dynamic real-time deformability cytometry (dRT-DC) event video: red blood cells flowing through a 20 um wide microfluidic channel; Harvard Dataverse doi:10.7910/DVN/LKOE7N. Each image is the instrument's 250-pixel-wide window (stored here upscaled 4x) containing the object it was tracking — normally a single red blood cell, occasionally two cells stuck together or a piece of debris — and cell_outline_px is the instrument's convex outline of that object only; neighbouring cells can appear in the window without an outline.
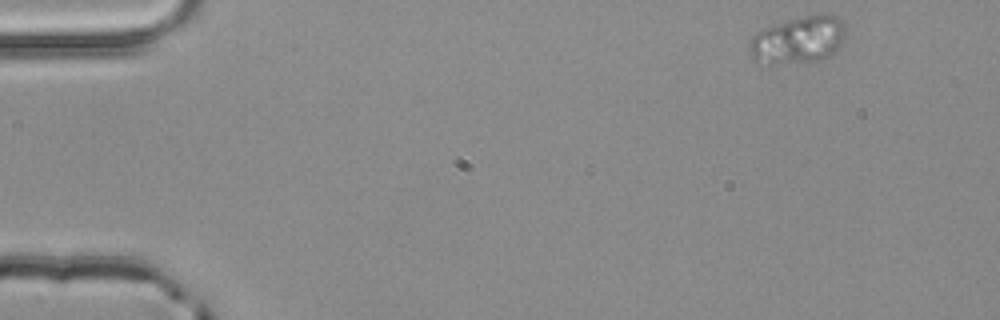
{"species": "common noctule bat (a hibernating species)", "species_latin": "Nyctalus noctula", "temperature_condition": "room temperature", "stored_images_in_passage": 3, "camera_frame_rate_fps": 3000, "um_per_image_px": 0.085, "animal": {"sex": "male", "body_mass_g": 20.4}, "frame": {"image": 1, "passage_image": 1, "time_ms": 0.0, "image_size_px": [1000, 320], "cell_outline_px": [[844, 36], [840, 44], [832, 52], [816, 60], [768, 64], [756, 60], [748, 52], [748, 40], [756, 32], [764, 28], [788, 20], [804, 16], [824, 12], [840, 16], [844, 20]], "centroid_in_image_um": [67.82, 3.34], "position_along_channel_um": 17.2, "area_um2": 26.3}}